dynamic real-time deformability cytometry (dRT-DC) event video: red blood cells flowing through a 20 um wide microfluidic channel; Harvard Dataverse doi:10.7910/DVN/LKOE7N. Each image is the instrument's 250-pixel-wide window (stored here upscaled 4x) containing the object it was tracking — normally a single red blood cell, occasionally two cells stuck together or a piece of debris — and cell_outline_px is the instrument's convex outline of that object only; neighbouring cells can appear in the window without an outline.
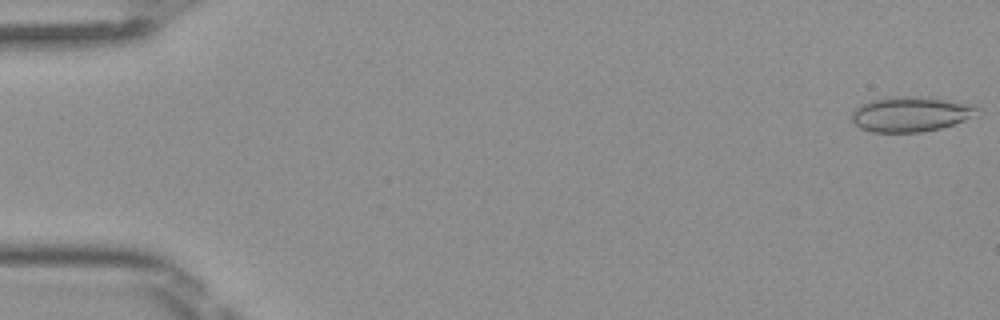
{"species": "Egyptian fruit bat (a non-hibernating species)", "species_latin": "Rousettus aegyptiacus", "temperature_condition": "room temperature", "stored_images_in_passage": 14, "camera_frame_rate_fps": 3000, "um_per_image_px": 0.085, "frame": {"image": 1, "passage_image": 1, "time_ms": 0.0, "image_size_px": [1000, 320], "cell_outline_px": [[980, 108], [964, 120], [940, 128], [920, 132], [872, 132], [860, 128], [852, 120], [852, 112], [860, 104], [872, 100], [888, 96], [896, 96], [944, 100], [968, 104]], "centroid_in_image_um": [77.3, 9.71], "position_along_channel_um": 7.7, "area_um2": 24.85}}
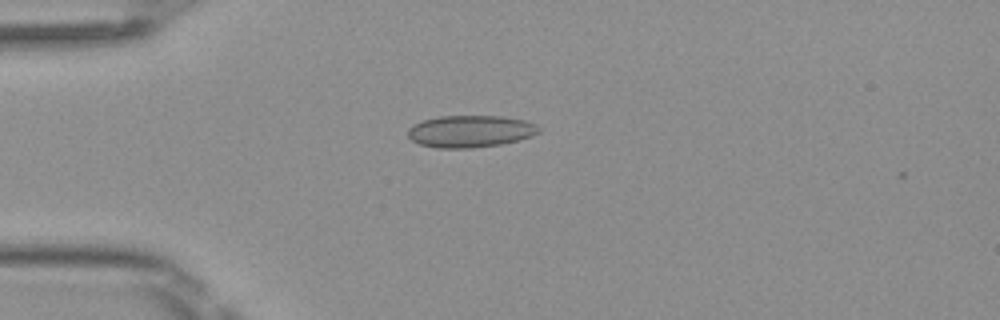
{"frame": {"image": 2, "passage_image": 13, "time_ms": 4.0, "image_size_px": [1000, 320], "cell_outline_px": [[540, 132], [532, 136], [500, 144], [472, 148], [436, 148], [420, 144], [412, 140], [408, 136], [408, 128], [412, 124], [424, 120], [440, 116], [500, 116], [524, 120], [536, 124], [540, 128]], "centroid_in_image_um": [39.96, 11.16], "position_along_channel_um": 45.0, "area_um2": 24.39}}